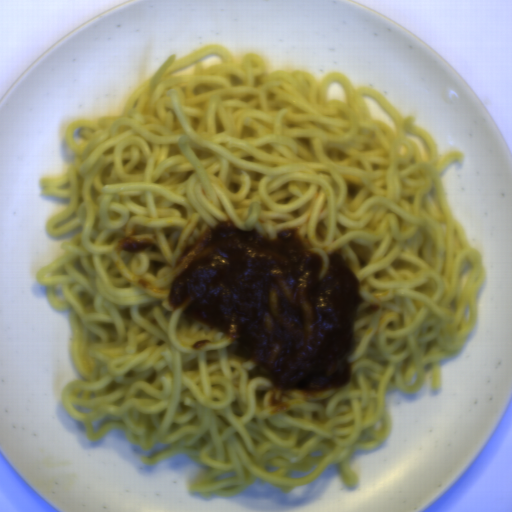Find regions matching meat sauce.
I'll return each instance as SVG.
<instances>
[{
	"instance_id": "meat-sauce-1",
	"label": "meat sauce",
	"mask_w": 512,
	"mask_h": 512,
	"mask_svg": "<svg viewBox=\"0 0 512 512\" xmlns=\"http://www.w3.org/2000/svg\"><path fill=\"white\" fill-rule=\"evenodd\" d=\"M311 250L298 228L269 236L234 219L209 227L183 251L171 309L220 331L281 390L344 388L363 298L341 254Z\"/></svg>"
},
{
	"instance_id": "meat-sauce-2",
	"label": "meat sauce",
	"mask_w": 512,
	"mask_h": 512,
	"mask_svg": "<svg viewBox=\"0 0 512 512\" xmlns=\"http://www.w3.org/2000/svg\"><path fill=\"white\" fill-rule=\"evenodd\" d=\"M121 249L124 253L138 254L141 252H160L157 243L150 237H145L142 240L127 236L121 240Z\"/></svg>"
},
{
	"instance_id": "meat-sauce-3",
	"label": "meat sauce",
	"mask_w": 512,
	"mask_h": 512,
	"mask_svg": "<svg viewBox=\"0 0 512 512\" xmlns=\"http://www.w3.org/2000/svg\"><path fill=\"white\" fill-rule=\"evenodd\" d=\"M209 341H210V340H207V339H206V340H202V341H196L195 343H193L192 347H193V349H195V350H196V349H199V348H201V347L205 346L206 344H208V343H209Z\"/></svg>"
}]
</instances>
